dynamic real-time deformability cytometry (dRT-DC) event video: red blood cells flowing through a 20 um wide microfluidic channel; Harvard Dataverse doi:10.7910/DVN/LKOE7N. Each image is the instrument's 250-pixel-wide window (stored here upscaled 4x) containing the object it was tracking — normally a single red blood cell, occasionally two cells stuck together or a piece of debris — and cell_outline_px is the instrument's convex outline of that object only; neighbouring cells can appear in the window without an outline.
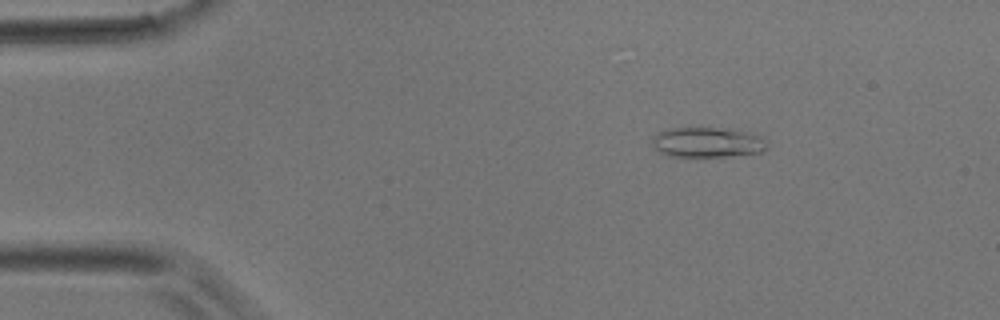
{"species": "common noctule bat (a hibernating species)", "species_latin": "Nyctalus noctula", "temperature_condition": "room temperature", "stored_images_in_passage": 3, "camera_frame_rate_fps": 3000, "um_per_image_px": 0.085, "animal": {"sex": "male", "body_mass_g": 17.9}, "frame": {"image": 1, "passage_image": 1, "time_ms": 0.0, "image_size_px": [1000, 320], "cell_outline_px": [[768, 148], [760, 152], [696, 160], [668, 156], [660, 152], [652, 144], [652, 136], [668, 128], [732, 128], [752, 132], [764, 136], [768, 140]], "centroid_in_image_um": [60.17, 12.13], "position_along_channel_um": 24.8, "area_um2": 21.39}}